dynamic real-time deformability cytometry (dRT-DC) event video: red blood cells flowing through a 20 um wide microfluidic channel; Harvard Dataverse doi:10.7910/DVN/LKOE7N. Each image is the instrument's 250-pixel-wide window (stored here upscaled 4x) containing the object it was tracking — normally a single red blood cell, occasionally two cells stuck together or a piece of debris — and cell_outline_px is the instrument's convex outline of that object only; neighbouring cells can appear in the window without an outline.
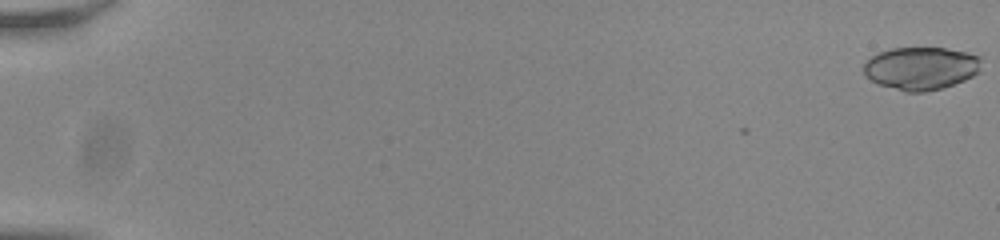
{"species": "common noctule bat (a hibernating species)", "species_latin": "Nyctalus noctula", "temperature_condition": "room temperature", "stored_images_in_passage": 13, "camera_frame_rate_fps": 3000, "um_per_image_px": 0.085, "animal": {"sex": "male", "body_mass_g": 20.0, "forearm_length_mm": 53.3}, "frame": {"image": 1, "passage_image": 1, "time_ms": 0.0, "image_size_px": [1000, 240], "cell_outline_px": [[980, 72], [964, 80], [940, 88], [924, 92], [904, 92], [880, 84], [864, 76], [864, 64], [872, 56], [880, 52], [892, 48], [944, 48], [968, 52], [980, 56]], "centroid_in_image_um": [78.29, 5.8], "position_along_channel_um": 6.7, "area_um2": 29.25}}